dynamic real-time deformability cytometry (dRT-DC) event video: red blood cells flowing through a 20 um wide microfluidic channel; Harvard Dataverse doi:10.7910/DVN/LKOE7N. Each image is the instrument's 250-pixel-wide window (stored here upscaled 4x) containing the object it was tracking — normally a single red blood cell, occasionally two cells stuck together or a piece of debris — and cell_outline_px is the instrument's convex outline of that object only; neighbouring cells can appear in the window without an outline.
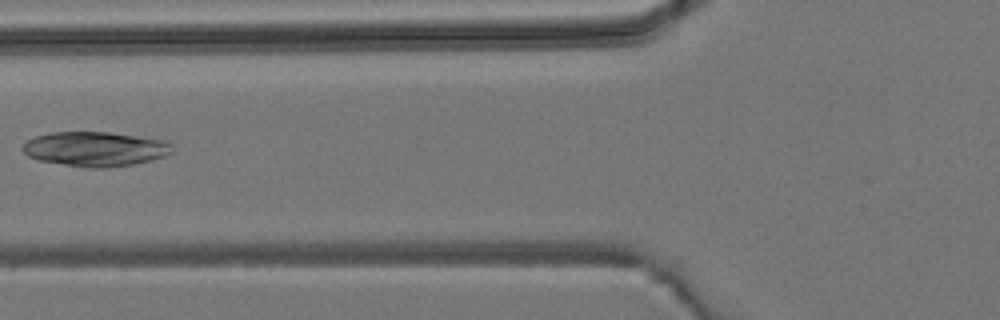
{"species": "common noctule bat (a hibernating species)", "species_latin": "Nyctalus noctula", "temperature_condition": "room temperature", "stored_images_in_passage": 4, "camera_frame_rate_fps": 3000, "um_per_image_px": 0.085, "animal": {"sex": "male", "body_mass_g": 19.2, "forearm_length_mm": 51.8}, "frame": {"image": 1, "passage_image": 4, "time_ms": 3.667, "image_size_px": [1000, 320], "cell_outline_px": [[172, 152], [164, 156], [152, 160], [132, 164], [108, 168], [88, 168], [40, 160], [28, 156], [20, 148], [28, 140], [36, 136], [52, 132], [108, 132], [164, 140], [172, 144]], "centroid_in_image_um": [8.09, 12.66], "position_along_channel_um": 117.7, "area_um2": 30.0}}